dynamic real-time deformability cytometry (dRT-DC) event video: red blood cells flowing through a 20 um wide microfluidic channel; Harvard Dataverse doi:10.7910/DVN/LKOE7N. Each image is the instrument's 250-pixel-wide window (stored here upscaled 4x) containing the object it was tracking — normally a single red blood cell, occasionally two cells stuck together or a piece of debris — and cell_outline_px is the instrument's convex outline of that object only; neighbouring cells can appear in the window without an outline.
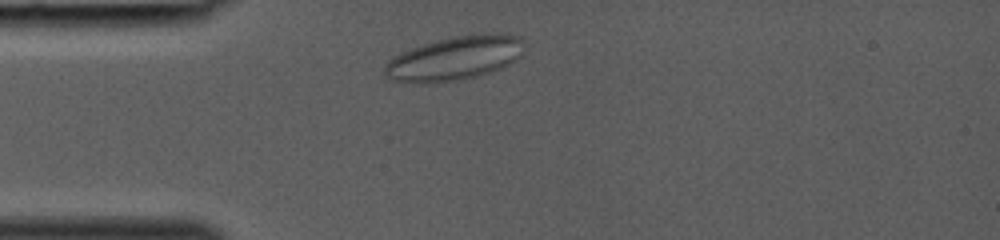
{"species": "common noctule bat (a hibernating species)", "species_latin": "Nyctalus noctula", "temperature_condition": "room temperature", "stored_images_in_passage": 29, "camera_frame_rate_fps": 3000, "um_per_image_px": 0.085, "animal": {"sex": "female", "body_mass_g": 19.0, "forearm_length_mm": 53.3}, "frame": {"image": 1, "passage_image": 2, "time_ms": 0.333, "image_size_px": [1000, 240], "cell_outline_px": [[524, 48], [520, 56], [516, 60], [500, 68], [476, 76], [460, 80], [392, 80], [384, 76], [384, 64], [388, 60], [412, 48], [424, 44], [452, 36], [496, 32], [500, 32], [520, 36], [524, 44]], "centroid_in_image_um": [38.73, 4.89], "position_along_channel_um": 46.3, "area_um2": 34.85}}
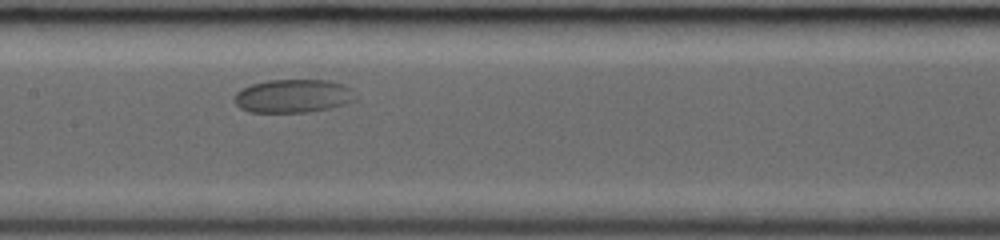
{"frame": {"image": 2, "passage_image": 12, "time_ms": 3.667, "image_size_px": [1000, 240], "cell_outline_px": [[356, 100], [344, 104], [328, 108], [308, 112], [248, 112], [240, 108], [236, 104], [236, 92], [252, 84], [268, 80], [328, 80], [344, 84], [352, 88]], "centroid_in_image_um": [24.94, 8.16], "position_along_channel_um": 182.5, "area_um2": 23.47}}
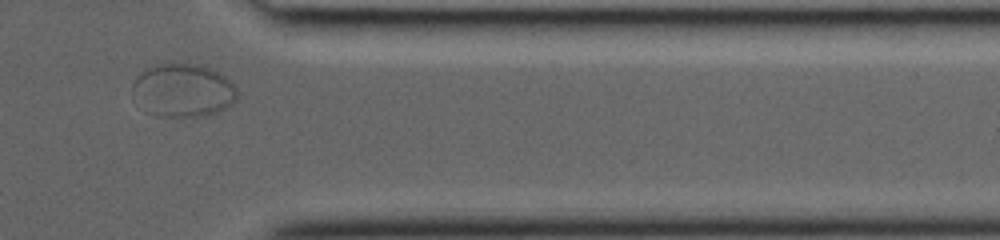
{"frame": {"image": 3, "passage_image": 26, "time_ms": 8.333, "image_size_px": [1000, 240], "cell_outline_px": [[240, 92], [236, 100], [232, 104], [216, 112], [200, 116], [156, 116], [144, 112], [132, 100], [132, 84], [148, 68], [164, 60], [172, 60], [200, 64], [220, 72]], "centroid_in_image_um": [15.52, 7.65], "position_along_channel_um": 395.9, "area_um2": 33.47}}